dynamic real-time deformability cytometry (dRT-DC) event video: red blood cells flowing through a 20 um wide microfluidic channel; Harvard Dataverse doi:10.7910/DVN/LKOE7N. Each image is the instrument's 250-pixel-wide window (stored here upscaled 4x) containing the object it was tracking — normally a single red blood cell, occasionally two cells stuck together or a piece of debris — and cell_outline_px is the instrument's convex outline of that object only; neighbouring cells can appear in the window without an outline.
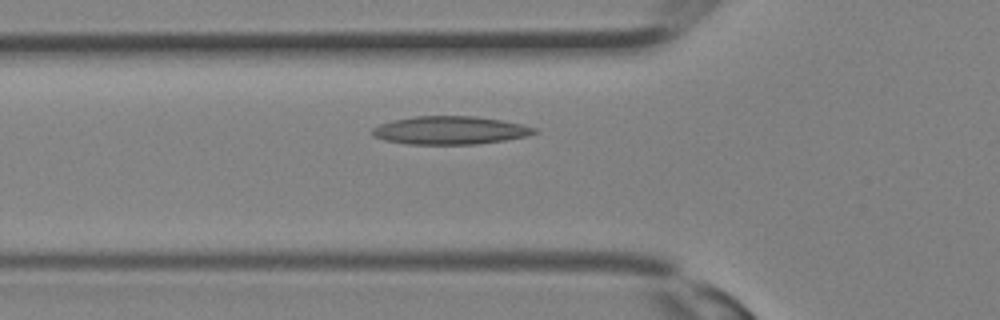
{"species": "Egyptian fruit bat (a non-hibernating species)", "species_latin": "Rousettus aegyptiacus", "temperature_condition": "room temperature", "stored_images_in_passage": 27, "camera_frame_rate_fps": 3000, "um_per_image_px": 0.085, "animal": {"sex": "female"}, "frame": {"image": 1, "passage_image": 8, "time_ms": 2.333, "image_size_px": [1000, 320], "cell_outline_px": [[540, 132], [528, 136], [504, 140], [476, 144], [408, 144], [384, 140], [372, 136], [372, 128], [380, 124], [392, 120], [416, 116], [476, 116], [500, 120], [520, 124], [536, 128]], "centroid_in_image_um": [38.25, 11.08], "position_along_channel_um": 87.5, "area_um2": 26.59}}
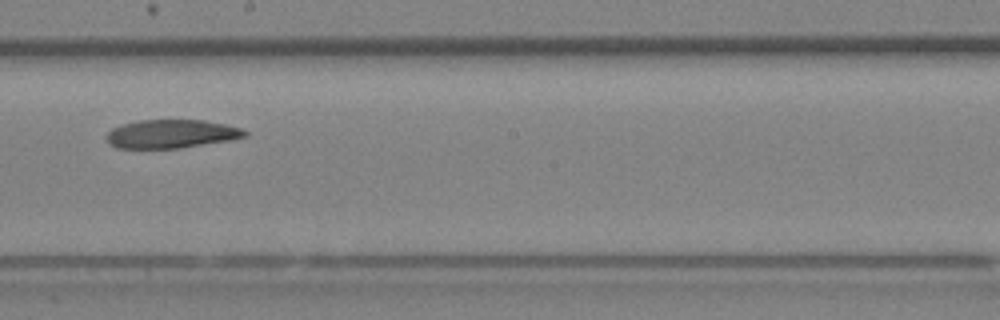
{"frame": {"image": 2, "passage_image": 15, "time_ms": 4.667, "image_size_px": [1000, 320], "cell_outline_px": [[248, 136], [228, 140], [180, 148], [116, 148], [108, 144], [108, 132], [112, 128], [120, 124], [140, 120], [204, 120], [224, 124], [240, 128], [248, 132]], "centroid_in_image_um": [14.54, 11.38], "position_along_channel_um": 233.7, "area_um2": 22.89}}
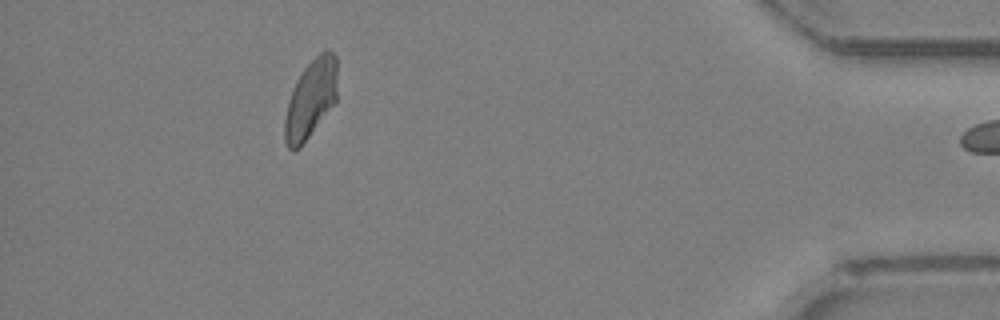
{"frame": {"image": 3, "passage_image": 26, "time_ms": 8.333, "image_size_px": [1000, 320], "cell_outline_px": [[336, 100], [300, 148], [292, 152], [288, 148], [284, 140], [284, 120], [288, 100], [296, 80], [304, 68], [324, 48], [328, 48], [336, 56]], "centroid_in_image_um": [26.38, 8.41], "position_along_channel_um": 408.8, "area_um2": 23.99}}